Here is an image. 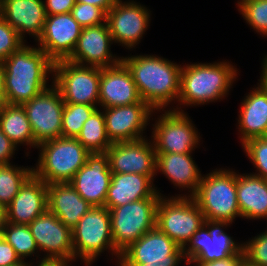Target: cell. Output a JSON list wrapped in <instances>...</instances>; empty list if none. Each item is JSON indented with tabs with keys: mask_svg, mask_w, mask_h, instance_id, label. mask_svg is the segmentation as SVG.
<instances>
[{
	"mask_svg": "<svg viewBox=\"0 0 267 266\" xmlns=\"http://www.w3.org/2000/svg\"><path fill=\"white\" fill-rule=\"evenodd\" d=\"M0 16L25 42L26 34L38 40L46 20L43 0H0Z\"/></svg>",
	"mask_w": 267,
	"mask_h": 266,
	"instance_id": "obj_23",
	"label": "cell"
},
{
	"mask_svg": "<svg viewBox=\"0 0 267 266\" xmlns=\"http://www.w3.org/2000/svg\"><path fill=\"white\" fill-rule=\"evenodd\" d=\"M5 97L10 105H22L51 85L54 62L39 47L22 45L3 62Z\"/></svg>",
	"mask_w": 267,
	"mask_h": 266,
	"instance_id": "obj_2",
	"label": "cell"
},
{
	"mask_svg": "<svg viewBox=\"0 0 267 266\" xmlns=\"http://www.w3.org/2000/svg\"><path fill=\"white\" fill-rule=\"evenodd\" d=\"M151 126V141L156 154L193 153L201 137L188 113L173 109L162 110Z\"/></svg>",
	"mask_w": 267,
	"mask_h": 266,
	"instance_id": "obj_10",
	"label": "cell"
},
{
	"mask_svg": "<svg viewBox=\"0 0 267 266\" xmlns=\"http://www.w3.org/2000/svg\"><path fill=\"white\" fill-rule=\"evenodd\" d=\"M32 265H33L32 261L30 262L27 260V261H21L19 264L15 265V266H32ZM33 266H35V265H33Z\"/></svg>",
	"mask_w": 267,
	"mask_h": 266,
	"instance_id": "obj_48",
	"label": "cell"
},
{
	"mask_svg": "<svg viewBox=\"0 0 267 266\" xmlns=\"http://www.w3.org/2000/svg\"><path fill=\"white\" fill-rule=\"evenodd\" d=\"M47 190L48 210L71 229L93 207L69 182L48 184Z\"/></svg>",
	"mask_w": 267,
	"mask_h": 266,
	"instance_id": "obj_27",
	"label": "cell"
},
{
	"mask_svg": "<svg viewBox=\"0 0 267 266\" xmlns=\"http://www.w3.org/2000/svg\"><path fill=\"white\" fill-rule=\"evenodd\" d=\"M72 234L74 262L80 258L85 266H90L108 250L118 264L120 254L114 247L110 212L105 206L92 207L72 229Z\"/></svg>",
	"mask_w": 267,
	"mask_h": 266,
	"instance_id": "obj_6",
	"label": "cell"
},
{
	"mask_svg": "<svg viewBox=\"0 0 267 266\" xmlns=\"http://www.w3.org/2000/svg\"><path fill=\"white\" fill-rule=\"evenodd\" d=\"M236 6L246 23L267 37V0H238Z\"/></svg>",
	"mask_w": 267,
	"mask_h": 266,
	"instance_id": "obj_34",
	"label": "cell"
},
{
	"mask_svg": "<svg viewBox=\"0 0 267 266\" xmlns=\"http://www.w3.org/2000/svg\"><path fill=\"white\" fill-rule=\"evenodd\" d=\"M0 93H5V73L3 62H0Z\"/></svg>",
	"mask_w": 267,
	"mask_h": 266,
	"instance_id": "obj_44",
	"label": "cell"
},
{
	"mask_svg": "<svg viewBox=\"0 0 267 266\" xmlns=\"http://www.w3.org/2000/svg\"><path fill=\"white\" fill-rule=\"evenodd\" d=\"M184 260L183 248L155 227L120 254L118 266H178Z\"/></svg>",
	"mask_w": 267,
	"mask_h": 266,
	"instance_id": "obj_11",
	"label": "cell"
},
{
	"mask_svg": "<svg viewBox=\"0 0 267 266\" xmlns=\"http://www.w3.org/2000/svg\"><path fill=\"white\" fill-rule=\"evenodd\" d=\"M142 101L131 71L123 61L101 69L99 107L132 105Z\"/></svg>",
	"mask_w": 267,
	"mask_h": 266,
	"instance_id": "obj_21",
	"label": "cell"
},
{
	"mask_svg": "<svg viewBox=\"0 0 267 266\" xmlns=\"http://www.w3.org/2000/svg\"><path fill=\"white\" fill-rule=\"evenodd\" d=\"M31 124L35 142L62 137V112L65 106L58 89L51 86L22 104Z\"/></svg>",
	"mask_w": 267,
	"mask_h": 266,
	"instance_id": "obj_14",
	"label": "cell"
},
{
	"mask_svg": "<svg viewBox=\"0 0 267 266\" xmlns=\"http://www.w3.org/2000/svg\"><path fill=\"white\" fill-rule=\"evenodd\" d=\"M47 210V184L32 175L6 207V222L29 225Z\"/></svg>",
	"mask_w": 267,
	"mask_h": 266,
	"instance_id": "obj_22",
	"label": "cell"
},
{
	"mask_svg": "<svg viewBox=\"0 0 267 266\" xmlns=\"http://www.w3.org/2000/svg\"><path fill=\"white\" fill-rule=\"evenodd\" d=\"M237 203L241 217L267 220V180L251 173L236 172Z\"/></svg>",
	"mask_w": 267,
	"mask_h": 266,
	"instance_id": "obj_28",
	"label": "cell"
},
{
	"mask_svg": "<svg viewBox=\"0 0 267 266\" xmlns=\"http://www.w3.org/2000/svg\"><path fill=\"white\" fill-rule=\"evenodd\" d=\"M0 237H2V227L0 226Z\"/></svg>",
	"mask_w": 267,
	"mask_h": 266,
	"instance_id": "obj_50",
	"label": "cell"
},
{
	"mask_svg": "<svg viewBox=\"0 0 267 266\" xmlns=\"http://www.w3.org/2000/svg\"><path fill=\"white\" fill-rule=\"evenodd\" d=\"M76 139L91 153H106L112 145L105 126L104 113L97 108L84 122Z\"/></svg>",
	"mask_w": 267,
	"mask_h": 266,
	"instance_id": "obj_30",
	"label": "cell"
},
{
	"mask_svg": "<svg viewBox=\"0 0 267 266\" xmlns=\"http://www.w3.org/2000/svg\"><path fill=\"white\" fill-rule=\"evenodd\" d=\"M228 221H213L205 219L204 224L193 233L191 239L183 247V254L188 262H212L223 260L239 253L242 243L235 240L224 231L230 226Z\"/></svg>",
	"mask_w": 267,
	"mask_h": 266,
	"instance_id": "obj_12",
	"label": "cell"
},
{
	"mask_svg": "<svg viewBox=\"0 0 267 266\" xmlns=\"http://www.w3.org/2000/svg\"><path fill=\"white\" fill-rule=\"evenodd\" d=\"M101 69L80 65L67 59L54 62L53 85L64 103L99 106Z\"/></svg>",
	"mask_w": 267,
	"mask_h": 266,
	"instance_id": "obj_9",
	"label": "cell"
},
{
	"mask_svg": "<svg viewBox=\"0 0 267 266\" xmlns=\"http://www.w3.org/2000/svg\"><path fill=\"white\" fill-rule=\"evenodd\" d=\"M0 129L18 148L19 145L37 148L31 124L22 105L8 104L0 114Z\"/></svg>",
	"mask_w": 267,
	"mask_h": 266,
	"instance_id": "obj_29",
	"label": "cell"
},
{
	"mask_svg": "<svg viewBox=\"0 0 267 266\" xmlns=\"http://www.w3.org/2000/svg\"><path fill=\"white\" fill-rule=\"evenodd\" d=\"M150 18L151 11L137 1L117 0L106 18L114 44L133 50L148 30Z\"/></svg>",
	"mask_w": 267,
	"mask_h": 266,
	"instance_id": "obj_15",
	"label": "cell"
},
{
	"mask_svg": "<svg viewBox=\"0 0 267 266\" xmlns=\"http://www.w3.org/2000/svg\"><path fill=\"white\" fill-rule=\"evenodd\" d=\"M192 153H162L156 154V172L164 174L177 188L188 190L189 193L175 194V196L192 197L202 179V173L196 165ZM188 194V195H187Z\"/></svg>",
	"mask_w": 267,
	"mask_h": 266,
	"instance_id": "obj_25",
	"label": "cell"
},
{
	"mask_svg": "<svg viewBox=\"0 0 267 266\" xmlns=\"http://www.w3.org/2000/svg\"><path fill=\"white\" fill-rule=\"evenodd\" d=\"M39 157L33 175L51 183L70 182L91 154L76 138L60 137L37 145Z\"/></svg>",
	"mask_w": 267,
	"mask_h": 266,
	"instance_id": "obj_4",
	"label": "cell"
},
{
	"mask_svg": "<svg viewBox=\"0 0 267 266\" xmlns=\"http://www.w3.org/2000/svg\"><path fill=\"white\" fill-rule=\"evenodd\" d=\"M82 28L71 12L46 15L44 29L36 41L37 46L53 62L65 60L72 54Z\"/></svg>",
	"mask_w": 267,
	"mask_h": 266,
	"instance_id": "obj_19",
	"label": "cell"
},
{
	"mask_svg": "<svg viewBox=\"0 0 267 266\" xmlns=\"http://www.w3.org/2000/svg\"><path fill=\"white\" fill-rule=\"evenodd\" d=\"M73 18L84 28L106 23L107 13L98 6L75 3L71 10Z\"/></svg>",
	"mask_w": 267,
	"mask_h": 266,
	"instance_id": "obj_38",
	"label": "cell"
},
{
	"mask_svg": "<svg viewBox=\"0 0 267 266\" xmlns=\"http://www.w3.org/2000/svg\"><path fill=\"white\" fill-rule=\"evenodd\" d=\"M2 236L15 249L21 261L32 256L38 259L36 254H39V249L28 225L6 222L2 226Z\"/></svg>",
	"mask_w": 267,
	"mask_h": 266,
	"instance_id": "obj_32",
	"label": "cell"
},
{
	"mask_svg": "<svg viewBox=\"0 0 267 266\" xmlns=\"http://www.w3.org/2000/svg\"><path fill=\"white\" fill-rule=\"evenodd\" d=\"M258 81L240 103L237 129L241 145L255 137H267V86Z\"/></svg>",
	"mask_w": 267,
	"mask_h": 266,
	"instance_id": "obj_24",
	"label": "cell"
},
{
	"mask_svg": "<svg viewBox=\"0 0 267 266\" xmlns=\"http://www.w3.org/2000/svg\"><path fill=\"white\" fill-rule=\"evenodd\" d=\"M113 43L107 22L84 27L67 60L97 68L114 66L122 61V57H117L112 53L111 45Z\"/></svg>",
	"mask_w": 267,
	"mask_h": 266,
	"instance_id": "obj_18",
	"label": "cell"
},
{
	"mask_svg": "<svg viewBox=\"0 0 267 266\" xmlns=\"http://www.w3.org/2000/svg\"><path fill=\"white\" fill-rule=\"evenodd\" d=\"M77 3H85L94 6H98L106 13L113 7L117 0H75Z\"/></svg>",
	"mask_w": 267,
	"mask_h": 266,
	"instance_id": "obj_43",
	"label": "cell"
},
{
	"mask_svg": "<svg viewBox=\"0 0 267 266\" xmlns=\"http://www.w3.org/2000/svg\"><path fill=\"white\" fill-rule=\"evenodd\" d=\"M205 221L199 206L190 196H160L156 210V227L184 247Z\"/></svg>",
	"mask_w": 267,
	"mask_h": 266,
	"instance_id": "obj_8",
	"label": "cell"
},
{
	"mask_svg": "<svg viewBox=\"0 0 267 266\" xmlns=\"http://www.w3.org/2000/svg\"><path fill=\"white\" fill-rule=\"evenodd\" d=\"M106 154L109 157L111 173H137L149 176L153 181L157 176L156 152L148 137L112 143Z\"/></svg>",
	"mask_w": 267,
	"mask_h": 266,
	"instance_id": "obj_17",
	"label": "cell"
},
{
	"mask_svg": "<svg viewBox=\"0 0 267 266\" xmlns=\"http://www.w3.org/2000/svg\"><path fill=\"white\" fill-rule=\"evenodd\" d=\"M157 191L151 198L109 209L115 250L121 254L141 236L156 227Z\"/></svg>",
	"mask_w": 267,
	"mask_h": 266,
	"instance_id": "obj_7",
	"label": "cell"
},
{
	"mask_svg": "<svg viewBox=\"0 0 267 266\" xmlns=\"http://www.w3.org/2000/svg\"><path fill=\"white\" fill-rule=\"evenodd\" d=\"M46 15H55L71 12L75 0H43Z\"/></svg>",
	"mask_w": 267,
	"mask_h": 266,
	"instance_id": "obj_41",
	"label": "cell"
},
{
	"mask_svg": "<svg viewBox=\"0 0 267 266\" xmlns=\"http://www.w3.org/2000/svg\"><path fill=\"white\" fill-rule=\"evenodd\" d=\"M149 177L137 173H112L111 183L108 188L105 207L109 210L125 205L126 203L151 198L159 189Z\"/></svg>",
	"mask_w": 267,
	"mask_h": 266,
	"instance_id": "obj_26",
	"label": "cell"
},
{
	"mask_svg": "<svg viewBox=\"0 0 267 266\" xmlns=\"http://www.w3.org/2000/svg\"><path fill=\"white\" fill-rule=\"evenodd\" d=\"M33 238L43 258L38 264L74 262L72 229L65 226L49 210L34 219L29 225Z\"/></svg>",
	"mask_w": 267,
	"mask_h": 266,
	"instance_id": "obj_13",
	"label": "cell"
},
{
	"mask_svg": "<svg viewBox=\"0 0 267 266\" xmlns=\"http://www.w3.org/2000/svg\"><path fill=\"white\" fill-rule=\"evenodd\" d=\"M243 150L250 162L256 168L253 175L267 180V137H255L242 144Z\"/></svg>",
	"mask_w": 267,
	"mask_h": 266,
	"instance_id": "obj_35",
	"label": "cell"
},
{
	"mask_svg": "<svg viewBox=\"0 0 267 266\" xmlns=\"http://www.w3.org/2000/svg\"><path fill=\"white\" fill-rule=\"evenodd\" d=\"M6 223V207L0 203V226Z\"/></svg>",
	"mask_w": 267,
	"mask_h": 266,
	"instance_id": "obj_46",
	"label": "cell"
},
{
	"mask_svg": "<svg viewBox=\"0 0 267 266\" xmlns=\"http://www.w3.org/2000/svg\"><path fill=\"white\" fill-rule=\"evenodd\" d=\"M192 197L207 220L232 224L236 217L242 218L237 203L235 170L216 168L203 175Z\"/></svg>",
	"mask_w": 267,
	"mask_h": 266,
	"instance_id": "obj_5",
	"label": "cell"
},
{
	"mask_svg": "<svg viewBox=\"0 0 267 266\" xmlns=\"http://www.w3.org/2000/svg\"><path fill=\"white\" fill-rule=\"evenodd\" d=\"M262 73L260 76V80L267 86V63L262 61Z\"/></svg>",
	"mask_w": 267,
	"mask_h": 266,
	"instance_id": "obj_45",
	"label": "cell"
},
{
	"mask_svg": "<svg viewBox=\"0 0 267 266\" xmlns=\"http://www.w3.org/2000/svg\"><path fill=\"white\" fill-rule=\"evenodd\" d=\"M21 262L15 249L3 238H0V266H15Z\"/></svg>",
	"mask_w": 267,
	"mask_h": 266,
	"instance_id": "obj_39",
	"label": "cell"
},
{
	"mask_svg": "<svg viewBox=\"0 0 267 266\" xmlns=\"http://www.w3.org/2000/svg\"><path fill=\"white\" fill-rule=\"evenodd\" d=\"M17 150V147L0 129V165L11 164L10 161Z\"/></svg>",
	"mask_w": 267,
	"mask_h": 266,
	"instance_id": "obj_42",
	"label": "cell"
},
{
	"mask_svg": "<svg viewBox=\"0 0 267 266\" xmlns=\"http://www.w3.org/2000/svg\"><path fill=\"white\" fill-rule=\"evenodd\" d=\"M104 113L107 136L111 143L129 142L146 138L143 136L150 117L155 111L144 101L132 105L101 108ZM149 122V123H148Z\"/></svg>",
	"mask_w": 267,
	"mask_h": 266,
	"instance_id": "obj_16",
	"label": "cell"
},
{
	"mask_svg": "<svg viewBox=\"0 0 267 266\" xmlns=\"http://www.w3.org/2000/svg\"><path fill=\"white\" fill-rule=\"evenodd\" d=\"M265 63H267V55H265V57L263 58V60Z\"/></svg>",
	"mask_w": 267,
	"mask_h": 266,
	"instance_id": "obj_49",
	"label": "cell"
},
{
	"mask_svg": "<svg viewBox=\"0 0 267 266\" xmlns=\"http://www.w3.org/2000/svg\"><path fill=\"white\" fill-rule=\"evenodd\" d=\"M8 105L5 93H0V114L3 112L5 107Z\"/></svg>",
	"mask_w": 267,
	"mask_h": 266,
	"instance_id": "obj_47",
	"label": "cell"
},
{
	"mask_svg": "<svg viewBox=\"0 0 267 266\" xmlns=\"http://www.w3.org/2000/svg\"><path fill=\"white\" fill-rule=\"evenodd\" d=\"M97 108L87 104L65 103L62 112V137L76 138L84 122Z\"/></svg>",
	"mask_w": 267,
	"mask_h": 266,
	"instance_id": "obj_33",
	"label": "cell"
},
{
	"mask_svg": "<svg viewBox=\"0 0 267 266\" xmlns=\"http://www.w3.org/2000/svg\"><path fill=\"white\" fill-rule=\"evenodd\" d=\"M112 173L106 153L90 154L86 163L69 182L77 193L93 207L105 206Z\"/></svg>",
	"mask_w": 267,
	"mask_h": 266,
	"instance_id": "obj_20",
	"label": "cell"
},
{
	"mask_svg": "<svg viewBox=\"0 0 267 266\" xmlns=\"http://www.w3.org/2000/svg\"><path fill=\"white\" fill-rule=\"evenodd\" d=\"M122 61L131 71L142 101L154 110H167L172 102L178 103L180 64L152 54L123 56Z\"/></svg>",
	"mask_w": 267,
	"mask_h": 266,
	"instance_id": "obj_1",
	"label": "cell"
},
{
	"mask_svg": "<svg viewBox=\"0 0 267 266\" xmlns=\"http://www.w3.org/2000/svg\"><path fill=\"white\" fill-rule=\"evenodd\" d=\"M237 68L229 61L191 63L182 65L180 95L177 107L170 109L185 112V106L205 105L221 101L228 96L238 77Z\"/></svg>",
	"mask_w": 267,
	"mask_h": 266,
	"instance_id": "obj_3",
	"label": "cell"
},
{
	"mask_svg": "<svg viewBox=\"0 0 267 266\" xmlns=\"http://www.w3.org/2000/svg\"><path fill=\"white\" fill-rule=\"evenodd\" d=\"M32 175L33 166L0 165V203L7 207Z\"/></svg>",
	"mask_w": 267,
	"mask_h": 266,
	"instance_id": "obj_31",
	"label": "cell"
},
{
	"mask_svg": "<svg viewBox=\"0 0 267 266\" xmlns=\"http://www.w3.org/2000/svg\"><path fill=\"white\" fill-rule=\"evenodd\" d=\"M245 263V253L242 249L239 253L223 260H214L212 262H188L187 266L190 264H194V266H243Z\"/></svg>",
	"mask_w": 267,
	"mask_h": 266,
	"instance_id": "obj_40",
	"label": "cell"
},
{
	"mask_svg": "<svg viewBox=\"0 0 267 266\" xmlns=\"http://www.w3.org/2000/svg\"><path fill=\"white\" fill-rule=\"evenodd\" d=\"M246 263L251 266H267V230L245 241L242 247Z\"/></svg>",
	"mask_w": 267,
	"mask_h": 266,
	"instance_id": "obj_36",
	"label": "cell"
},
{
	"mask_svg": "<svg viewBox=\"0 0 267 266\" xmlns=\"http://www.w3.org/2000/svg\"><path fill=\"white\" fill-rule=\"evenodd\" d=\"M25 43L16 29L0 16V62H4Z\"/></svg>",
	"mask_w": 267,
	"mask_h": 266,
	"instance_id": "obj_37",
	"label": "cell"
}]
</instances>
